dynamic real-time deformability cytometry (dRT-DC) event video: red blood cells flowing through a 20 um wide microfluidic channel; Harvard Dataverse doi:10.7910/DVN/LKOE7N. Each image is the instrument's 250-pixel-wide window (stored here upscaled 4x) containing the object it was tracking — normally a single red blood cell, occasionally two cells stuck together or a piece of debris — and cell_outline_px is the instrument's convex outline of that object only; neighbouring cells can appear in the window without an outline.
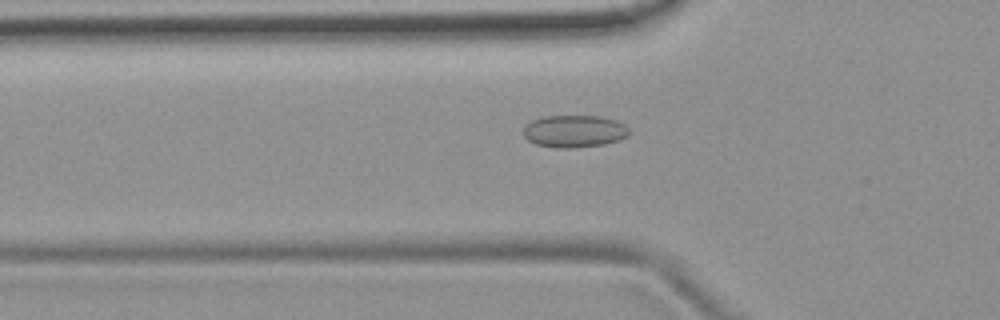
{"species": "common noctule bat (a hibernating species)", "species_latin": "Nyctalus noctula", "temperature_condition": "room temperature", "stored_images_in_passage": 38, "camera_frame_rate_fps": 3000, "um_per_image_px": 0.085, "animal": {"sex": "female", "body_mass_g": 19.9}, "frame": {"image": 1, "passage_image": 4, "time_ms": 1.0, "image_size_px": [1000, 320], "cell_outline_px": [[632, 132], [628, 136], [620, 140], [604, 144], [568, 148], [560, 148], [536, 144], [528, 140], [524, 136], [524, 128], [532, 120], [544, 116], [600, 116], [616, 120], [624, 124]], "centroid_in_image_um": [48.86, 11.15], "position_along_channel_um": 76.9, "area_um2": 19.88}}
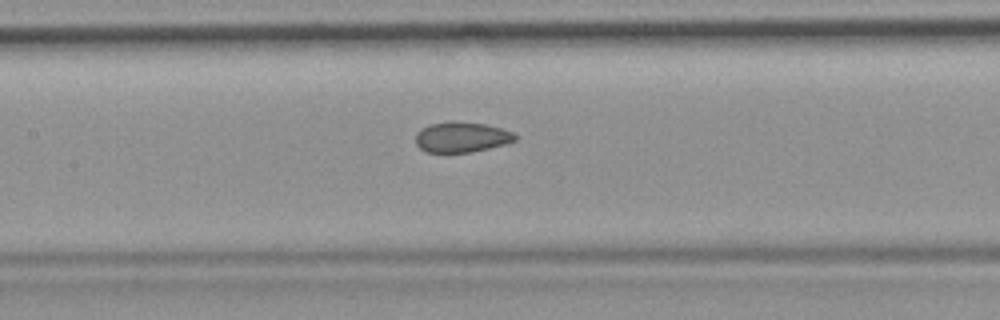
{"frame": {"image": 2, "passage_image": 11, "time_ms": 3.333, "image_size_px": [1000, 320], "cell_outline_px": [[516, 140], [504, 144], [472, 152], [428, 152], [420, 148], [416, 144], [416, 132], [420, 128], [428, 124], [484, 124], [500, 128], [512, 132], [516, 136]], "centroid_in_image_um": [39.21, 11.69], "position_along_channel_um": 168.2, "area_um2": 16.82}}
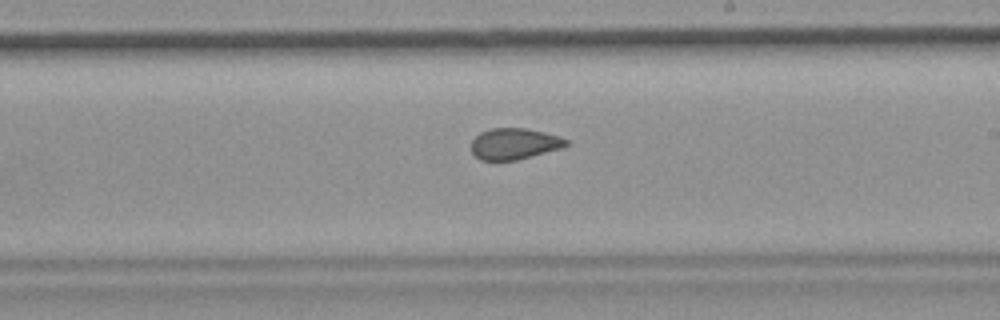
{"frame": {"image": 3, "passage_image": 17, "time_ms": 5.333, "image_size_px": [1000, 320], "cell_outline_px": [[568, 144], [564, 148], [516, 160], [480, 160], [472, 152], [472, 140], [480, 132], [492, 128], [524, 128], [544, 132], [560, 136], [568, 140]], "centroid_in_image_um": [43.74, 12.22], "position_along_channel_um": 245.3, "area_um2": 17.28}, "authors_computed_cell_mechanics": {"area_um2": 18.207, "velocity_mm_per_s": 3.88, "shape_relaxation_time_tau1_ms": null, "shape_relaxation_time_tau2_ms": 1.224, "deformation_change_tau1": null, "deformation_change_tau2": 0.0597}}